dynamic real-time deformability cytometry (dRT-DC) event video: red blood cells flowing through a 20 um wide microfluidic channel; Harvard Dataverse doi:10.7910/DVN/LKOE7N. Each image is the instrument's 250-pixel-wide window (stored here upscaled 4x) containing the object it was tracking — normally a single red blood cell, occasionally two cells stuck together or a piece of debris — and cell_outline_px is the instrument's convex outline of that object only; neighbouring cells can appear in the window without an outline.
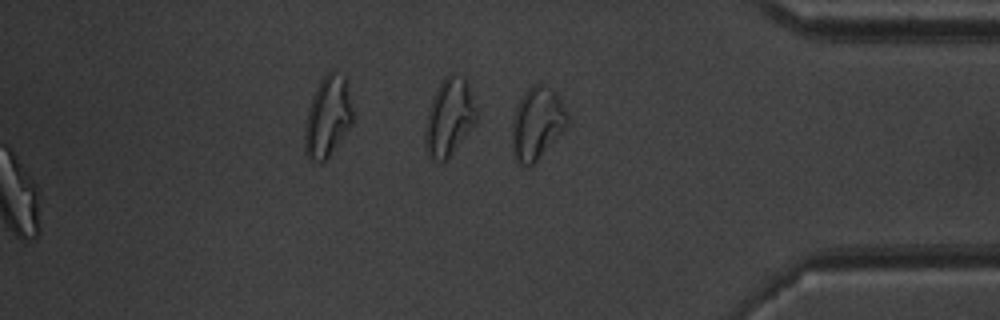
{"species": "common noctule bat (a hibernating species)", "species_latin": "Nyctalus noctula", "temperature_condition": "warm", "stored_images_in_passage": 53, "segment_of_instrument_passage": [2, 2], "camera_frame_rate_fps": 3000, "um_per_image_px": 0.085, "animal": {"sex": "male", "body_mass_g": 20.1, "forearm_length_mm": 53.5}, "frame": {"image": 1, "passage_image": 53, "time_ms": 17.333, "image_size_px": [1000, 320], "cell_outline_px": [[568, 124], [536, 160], [528, 168], [520, 164], [516, 160], [512, 152], [512, 120], [516, 108], [524, 92], [532, 84], [540, 84], [552, 88], [556, 92], [568, 116]], "centroid_in_image_um": [45.62, 10.47], "position_along_channel_um": 389.6, "area_um2": 23.0}}